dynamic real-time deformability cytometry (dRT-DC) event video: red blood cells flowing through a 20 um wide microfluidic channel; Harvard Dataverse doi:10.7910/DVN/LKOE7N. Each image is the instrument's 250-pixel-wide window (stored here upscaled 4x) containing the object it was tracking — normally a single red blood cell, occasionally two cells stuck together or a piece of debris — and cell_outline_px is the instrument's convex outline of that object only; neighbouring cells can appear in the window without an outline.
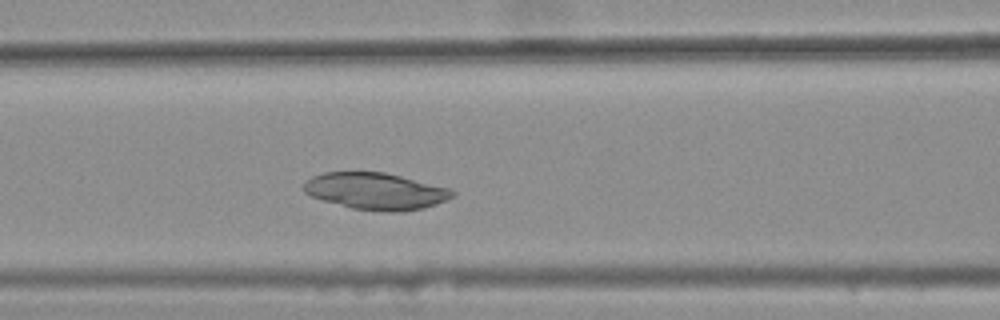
{"species": "common noctule bat (a hibernating species)", "species_latin": "Nyctalus noctula", "temperature_condition": "warm", "stored_images_in_passage": 37, "camera_frame_rate_fps": 3000, "um_per_image_px": 0.085, "animal": {"sex": "female", "body_mass_g": 25.1}, "frame": {"image": 1, "passage_image": 15, "time_ms": 4.667, "image_size_px": [1000, 320], "cell_outline_px": [[456, 192], [448, 200], [424, 208], [396, 212], [388, 212], [352, 208], [324, 200], [312, 196], [304, 192], [304, 184], [312, 176], [324, 172], [384, 172], [452, 188]], "centroid_in_image_um": [31.98, 16.24], "position_along_channel_um": 134.6, "area_um2": 31.73}}
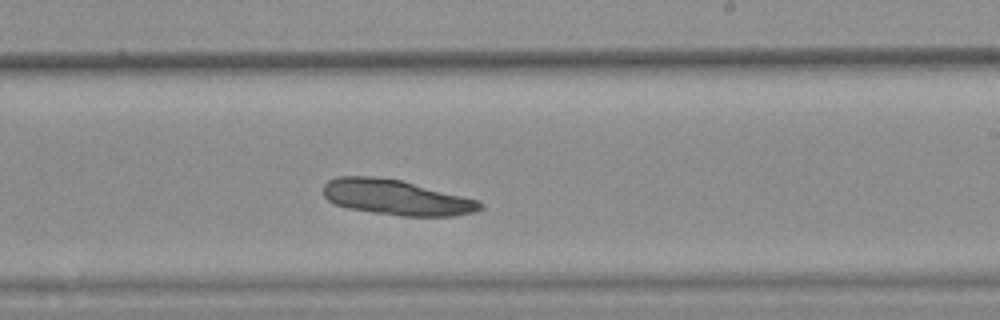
{"frame": {"image": 2, "passage_image": 25, "time_ms": 8.0, "image_size_px": [1000, 320], "cell_outline_px": [[484, 208], [476, 212], [452, 216], [400, 216], [372, 212], [348, 208], [336, 204], [328, 200], [324, 196], [324, 184], [328, 180], [336, 176], [368, 176], [400, 180], [480, 200], [484, 204]], "centroid_in_image_um": [33.72, 16.79], "position_along_channel_um": 255.3, "area_um2": 32.31}}
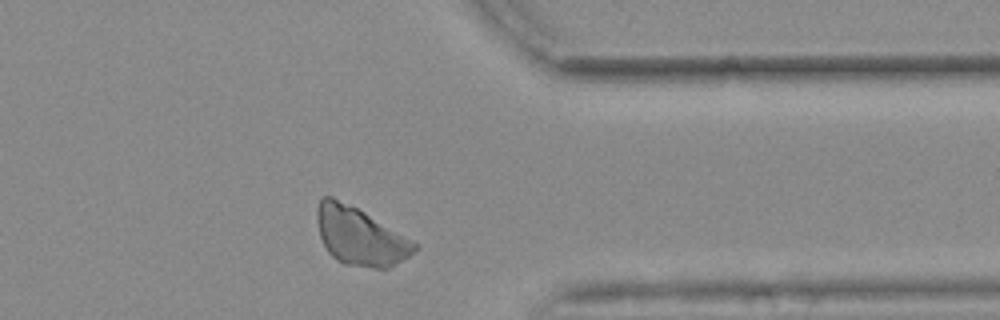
{"frame": {"image": 3, "passage_image": 36, "time_ms": 11.667, "image_size_px": [1000, 320], "cell_outline_px": [[420, 248], [416, 252], [388, 268], [372, 268], [344, 264], [336, 260], [328, 252], [320, 236], [316, 220], [316, 212], [320, 200], [324, 196], [332, 196], [364, 212], [420, 244]], "centroid_in_image_um": [30.62, 20.1], "position_along_channel_um": 380.8, "area_um2": 32.83}}